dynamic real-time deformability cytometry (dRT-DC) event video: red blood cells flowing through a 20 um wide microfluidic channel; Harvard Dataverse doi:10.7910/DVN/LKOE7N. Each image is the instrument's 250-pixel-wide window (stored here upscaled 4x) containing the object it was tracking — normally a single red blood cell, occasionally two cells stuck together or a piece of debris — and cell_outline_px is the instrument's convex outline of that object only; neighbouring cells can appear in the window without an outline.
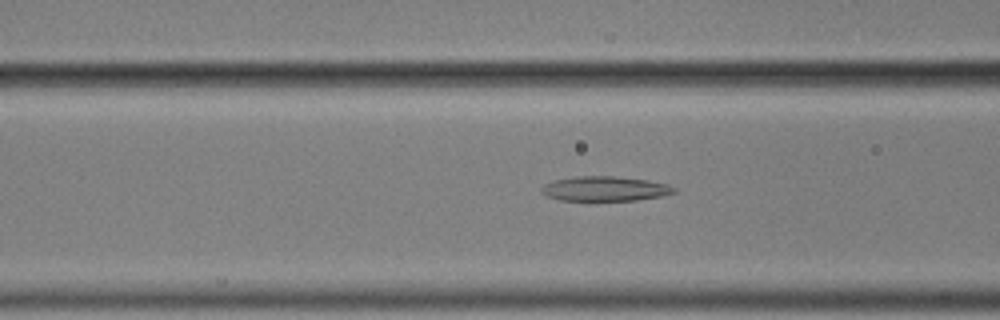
{"species": "common noctule bat (a hibernating species)", "species_latin": "Nyctalus noctula", "temperature_condition": "cold", "stored_images_in_passage": 37, "camera_frame_rate_fps": 3000, "um_per_image_px": 0.085, "animal": {"sex": "male", "body_mass_g": 17.9}, "frame": {"image": 1, "passage_image": 22, "time_ms": 7.0, "image_size_px": [1000, 320], "cell_outline_px": [[676, 192], [660, 196], [636, 200], [560, 200], [544, 196], [540, 192], [540, 188], [544, 184], [556, 180], [576, 176], [612, 176], [648, 180], [668, 184], [676, 188]], "centroid_in_image_um": [51.39, 16.04], "position_along_channel_um": 115.2, "area_um2": 19.07}}
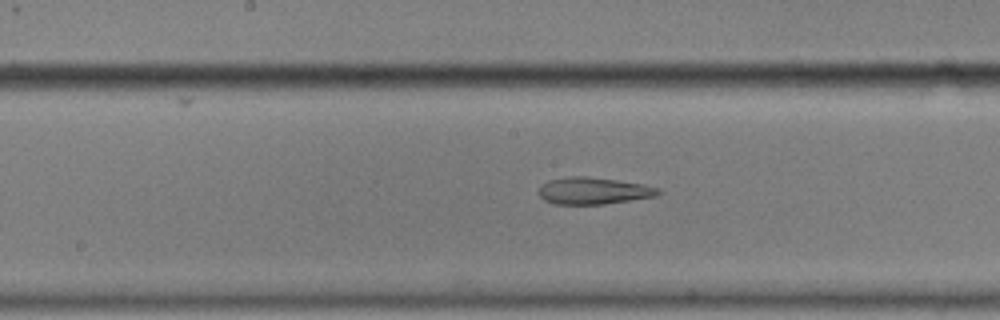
{"frame": {"image": 2, "passage_image": 29, "time_ms": 9.333, "image_size_px": [1000, 320], "cell_outline_px": [[664, 192], [656, 196], [604, 204], [552, 204], [544, 200], [536, 192], [540, 184], [548, 180], [572, 176], [588, 176], [644, 184], [660, 188]], "centroid_in_image_um": [50.42, 16.21], "position_along_channel_um": 197.8, "area_um2": 19.02}}
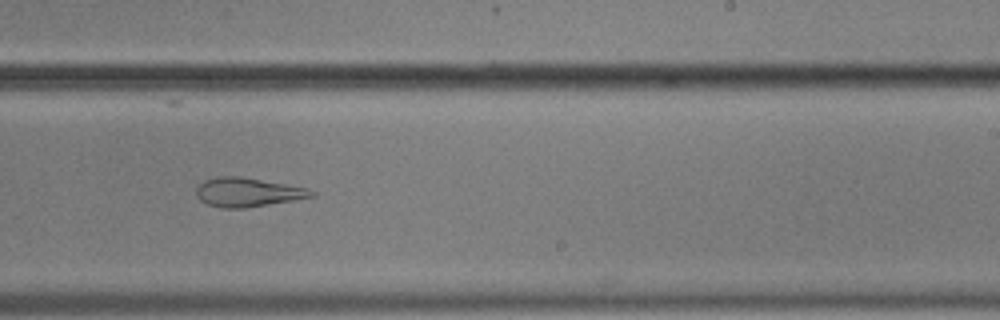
{"frame": {"image": 3, "passage_image": 35, "time_ms": 11.333, "image_size_px": [1000, 320], "cell_outline_px": [[316, 196], [244, 208], [220, 208], [208, 204], [200, 200], [196, 196], [196, 188], [204, 180], [220, 176], [240, 176], [308, 188], [316, 192]], "centroid_in_image_um": [21.04, 16.34], "position_along_channel_um": 268.0, "area_um2": 19.36}}